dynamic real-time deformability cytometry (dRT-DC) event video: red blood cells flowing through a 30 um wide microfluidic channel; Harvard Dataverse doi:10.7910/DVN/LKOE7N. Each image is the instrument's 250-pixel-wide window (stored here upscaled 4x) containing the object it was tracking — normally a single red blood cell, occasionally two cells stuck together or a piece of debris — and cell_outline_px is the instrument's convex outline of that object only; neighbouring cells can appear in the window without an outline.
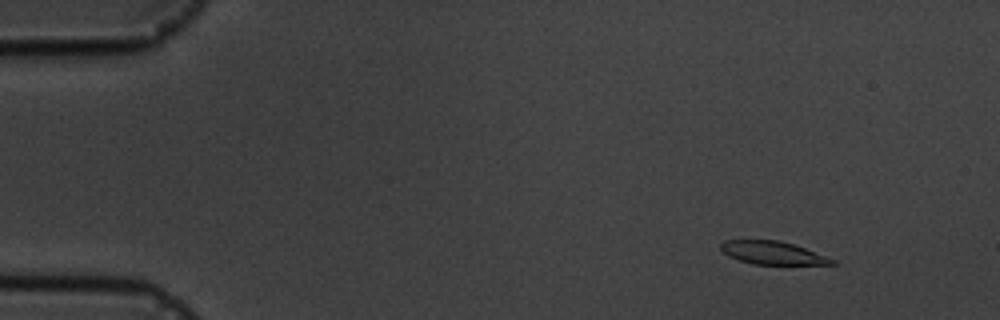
{"species": "common noctule bat (a hibernating species)", "species_latin": "Nyctalus noctula", "temperature_condition": "cold", "stored_images_in_passage": 5, "camera_frame_rate_fps": 3000, "um_per_image_px": 0.085, "animal": {"sex": "male", "body_mass_g": 19.5, "forearm_length_mm": 54.6}, "frame": {"image": 1, "passage_image": 1, "time_ms": 0.0, "image_size_px": [1000, 320], "cell_outline_px": [[836, 264], [752, 264], [728, 256], [720, 248], [720, 244], [724, 240], [780, 240], [828, 256], [836, 260]], "centroid_in_image_um": [65.67, 21.49], "position_along_channel_um": 19.3, "area_um2": 14.85}}
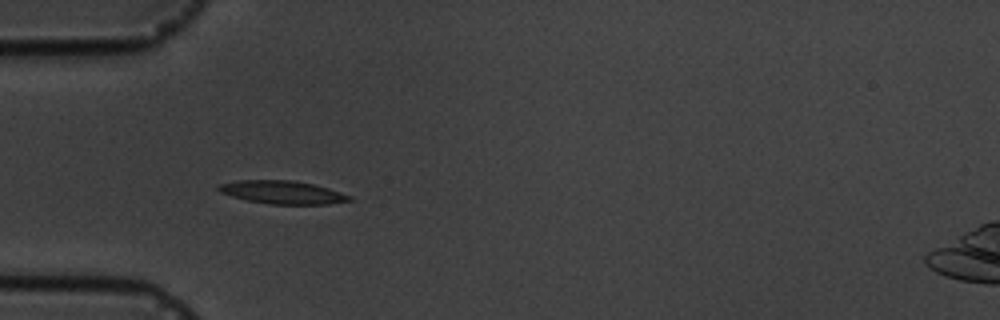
{"frame": {"image": 2, "passage_image": 4, "time_ms": 3.667, "image_size_px": [1000, 320], "cell_outline_px": [[352, 200], [328, 204], [268, 204], [248, 200], [232, 196], [220, 192], [216, 188], [216, 184], [236, 180], [292, 180], [312, 184], [328, 188], [352, 196]], "centroid_in_image_um": [23.96, 16.34], "position_along_channel_um": 61.0, "area_um2": 17.63}}
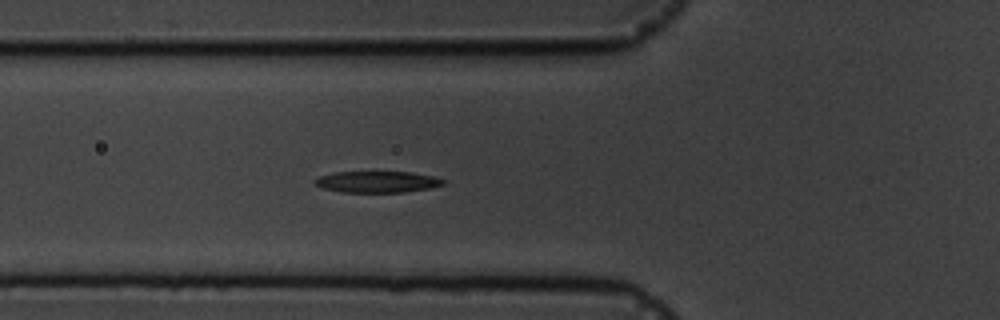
{"frame": {"image": 3, "passage_image": 5, "time_ms": 4.667, "image_size_px": [1000, 320], "cell_outline_px": [[444, 184], [432, 188], [404, 192], [340, 192], [324, 188], [316, 184], [312, 180], [320, 176], [332, 172], [412, 172], [432, 176], [444, 180]], "centroid_in_image_um": [32.06, 15.45], "position_along_channel_um": 93.7, "area_um2": 15.95}}